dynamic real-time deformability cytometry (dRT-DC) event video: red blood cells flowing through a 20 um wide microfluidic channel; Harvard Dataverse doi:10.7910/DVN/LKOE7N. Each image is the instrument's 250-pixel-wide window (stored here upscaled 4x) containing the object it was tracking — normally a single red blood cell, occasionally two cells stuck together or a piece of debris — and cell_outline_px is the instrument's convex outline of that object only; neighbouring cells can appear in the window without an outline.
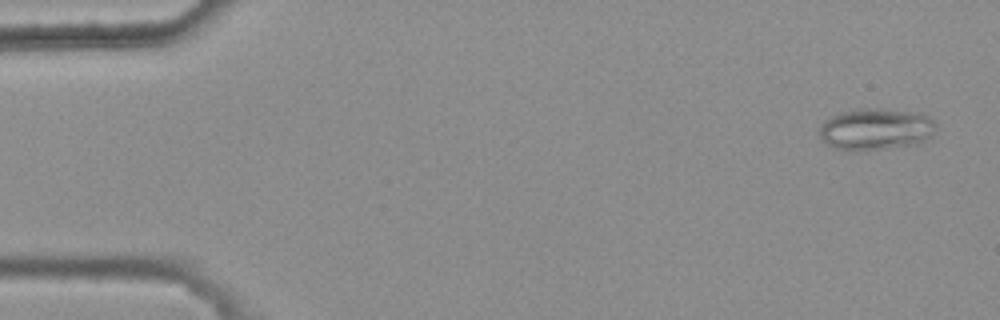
{"species": "common noctule bat (a hibernating species)", "species_latin": "Nyctalus noctula", "temperature_condition": "warm", "stored_images_in_passage": 4, "camera_frame_rate_fps": 3000, "um_per_image_px": 0.085, "animal": {"sex": "female", "body_mass_g": 25.1}, "frame": {"image": 1, "passage_image": 1, "time_ms": 0.0, "image_size_px": [1000, 320], "cell_outline_px": [[936, 124], [932, 136], [920, 144], [864, 152], [848, 152], [832, 148], [820, 136], [820, 128], [824, 120], [828, 116], [840, 112], [856, 108], [880, 108], [908, 112], [928, 116]], "centroid_in_image_um": [74.4, 11.02], "position_along_channel_um": 10.6, "area_um2": 29.02}}